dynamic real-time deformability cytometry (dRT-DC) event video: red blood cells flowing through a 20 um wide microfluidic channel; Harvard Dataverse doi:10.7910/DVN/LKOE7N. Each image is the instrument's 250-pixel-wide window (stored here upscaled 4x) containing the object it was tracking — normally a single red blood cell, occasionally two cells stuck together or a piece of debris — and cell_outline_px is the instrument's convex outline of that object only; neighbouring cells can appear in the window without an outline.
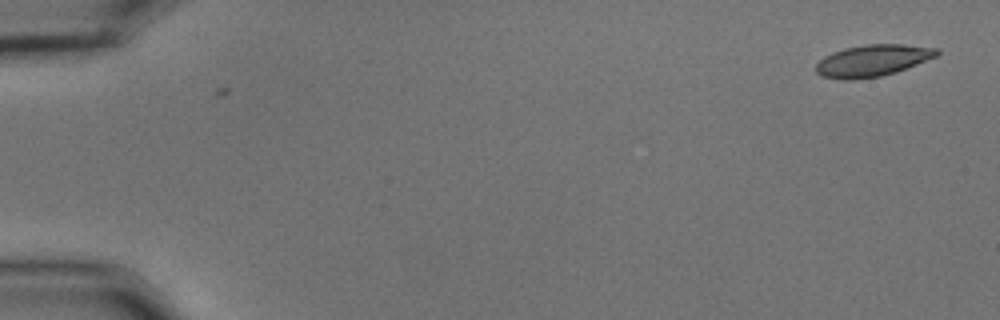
{"species": "common noctule bat (a hibernating species)", "species_latin": "Nyctalus noctula", "temperature_condition": "cold", "stored_images_in_passage": 2, "camera_frame_rate_fps": 3000, "um_per_image_px": 0.085, "animal": {"sex": "male", "body_mass_g": 15.6}, "frame": {"image": 1, "passage_image": 2, "time_ms": 0.333, "image_size_px": [1000, 320], "cell_outline_px": [[940, 52], [936, 56], [896, 72], [880, 76], [852, 80], [844, 80], [820, 76], [816, 72], [816, 64], [824, 56], [832, 52], [844, 48], [868, 44], [904, 44], [936, 48]], "centroid_in_image_um": [74.13, 5.15], "position_along_channel_um": 10.9, "area_um2": 22.25}}